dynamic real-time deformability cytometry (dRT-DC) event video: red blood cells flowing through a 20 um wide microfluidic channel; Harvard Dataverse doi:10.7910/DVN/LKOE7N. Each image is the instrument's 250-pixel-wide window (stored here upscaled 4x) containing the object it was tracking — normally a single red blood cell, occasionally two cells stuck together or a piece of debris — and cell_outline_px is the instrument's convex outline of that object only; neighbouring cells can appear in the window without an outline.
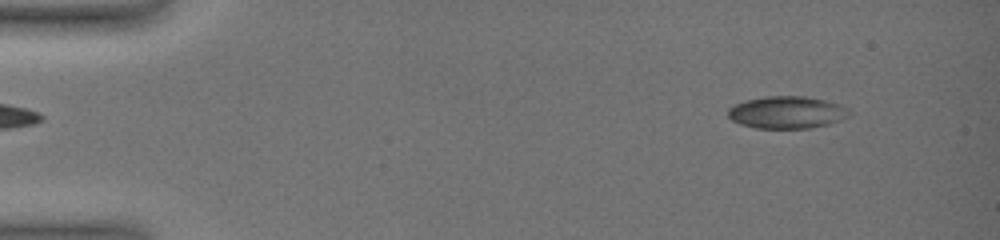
{"species": "common noctule bat (a hibernating species)", "species_latin": "Nyctalus noctula", "temperature_condition": "warm", "stored_images_in_passage": 38, "camera_frame_rate_fps": 3000, "um_per_image_px": 0.085, "animal": {"sex": "female", "body_mass_g": 19.0, "forearm_length_mm": 51.5}, "frame": {"image": 1, "passage_image": 3, "time_ms": 1.0, "image_size_px": [1000, 240], "cell_outline_px": [[852, 112], [848, 116], [840, 120], [828, 124], [812, 128], [756, 128], [740, 124], [732, 120], [728, 116], [728, 108], [744, 100], [764, 96], [808, 96], [840, 104], [848, 108]], "centroid_in_image_um": [66.89, 9.54], "position_along_channel_um": 18.1, "area_um2": 22.95}}
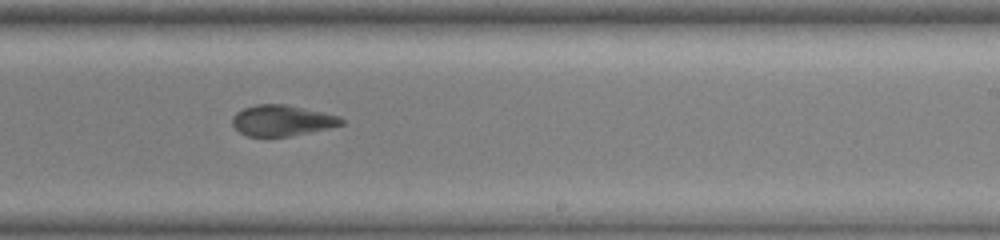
{"frame": {"image": 2, "passage_image": 24, "time_ms": 10.0, "image_size_px": [1000, 240], "cell_outline_px": [[344, 124], [328, 128], [292, 136], [248, 136], [240, 132], [232, 124], [232, 116], [236, 112], [244, 108], [256, 104], [284, 104], [340, 116], [344, 120]], "centroid_in_image_um": [23.96, 10.24], "position_along_channel_um": 265.0, "area_um2": 19.48}}
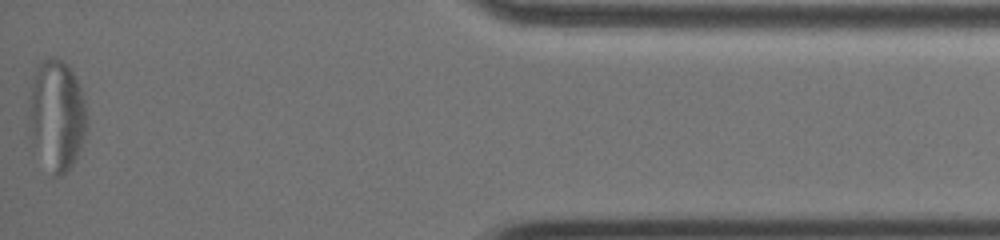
{"frame": {"image": 3, "passage_image": 38, "time_ms": 15.333, "image_size_px": [1000, 240], "cell_outline_px": [[88, 128], [80, 148], [72, 164], [64, 176], [52, 176], [32, 152], [28, 136], [28, 116], [32, 88], [36, 68], [48, 56], [52, 56], [68, 64], [80, 88], [84, 100], [88, 120]], "centroid_in_image_um": [4.79, 9.9], "position_along_channel_um": 430.4, "area_um2": 38.32}}